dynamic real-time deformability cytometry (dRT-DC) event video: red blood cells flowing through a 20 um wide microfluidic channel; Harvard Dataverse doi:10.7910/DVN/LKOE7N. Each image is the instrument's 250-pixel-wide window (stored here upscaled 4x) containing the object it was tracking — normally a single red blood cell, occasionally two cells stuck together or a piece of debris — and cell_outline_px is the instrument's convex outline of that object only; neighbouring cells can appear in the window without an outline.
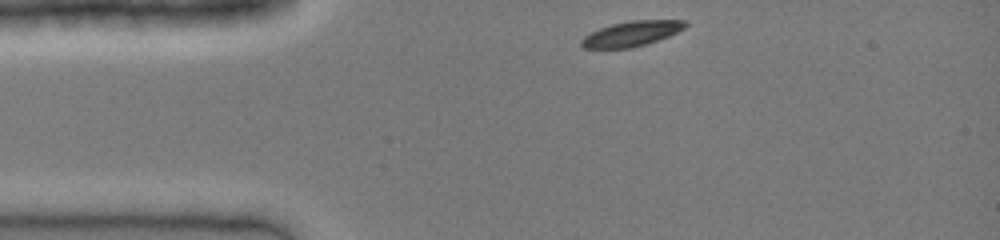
{"species": "common noctule bat (a hibernating species)", "species_latin": "Nyctalus noctula", "temperature_condition": "cold", "stored_images_in_passage": 30, "camera_frame_rate_fps": 3000, "um_per_image_px": 0.085, "animal": {"sex": "female", "body_mass_g": 19.0, "forearm_length_mm": 51.5}, "frame": {"image": 1, "passage_image": 1, "time_ms": 0.0, "image_size_px": [1000, 240], "cell_outline_px": [[688, 24], [684, 28], [668, 36], [648, 44], [632, 48], [584, 48], [580, 44], [580, 40], [584, 36], [600, 28], [612, 24], [632, 20], [688, 20]], "centroid_in_image_um": [53.7, 2.86], "position_along_channel_um": 31.3, "area_um2": 15.2}}
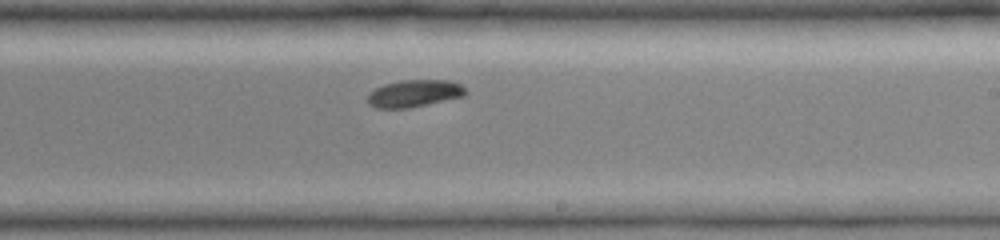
{"frame": {"image": 2, "passage_image": 18, "time_ms": 5.667, "image_size_px": [1000, 240], "cell_outline_px": [[468, 92], [464, 96], [408, 108], [376, 108], [368, 104], [368, 92], [384, 84], [404, 80], [448, 80], [460, 84]], "centroid_in_image_um": [35.2, 7.94], "position_along_channel_um": 253.8, "area_um2": 15.43}}
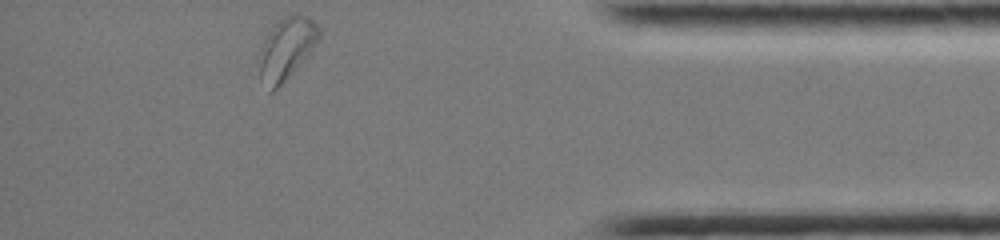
{"frame": {"image": 3, "passage_image": 30, "time_ms": 9.667, "image_size_px": [1000, 240], "cell_outline_px": [[320, 36], [312, 48], [280, 84], [272, 92], [268, 92], [260, 76], [256, 60], [260, 48], [268, 32], [284, 16], [292, 12], [308, 16], [320, 28]], "centroid_in_image_um": [24.29, 4.09], "position_along_channel_um": 410.9, "area_um2": 21.27}}